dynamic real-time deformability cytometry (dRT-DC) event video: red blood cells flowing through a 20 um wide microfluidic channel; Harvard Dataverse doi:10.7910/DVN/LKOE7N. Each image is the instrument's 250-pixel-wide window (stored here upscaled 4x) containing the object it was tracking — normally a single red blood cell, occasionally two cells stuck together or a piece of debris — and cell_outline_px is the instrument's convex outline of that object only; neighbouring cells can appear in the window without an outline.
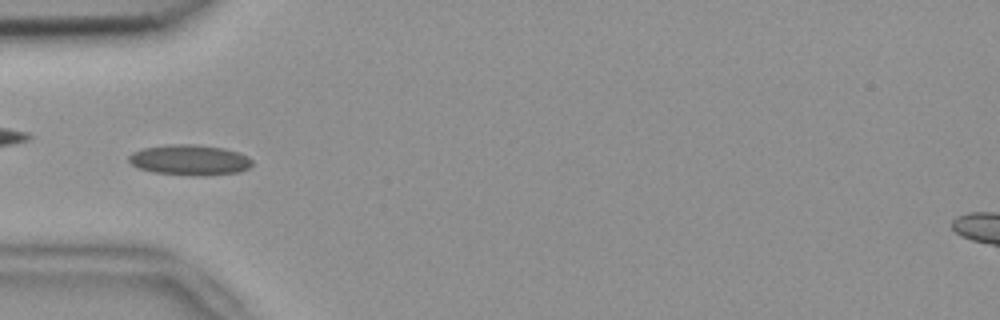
{"species": "common noctule bat (a hibernating species)", "species_latin": "Nyctalus noctula", "temperature_condition": "room temperature", "stored_images_in_passage": 42, "camera_frame_rate_fps": 3000, "um_per_image_px": 0.085, "animal": {"sex": "female", "body_mass_g": 18.4}, "frame": {"image": 1, "passage_image": 6, "time_ms": 1.667, "image_size_px": [1000, 320], "cell_outline_px": [[252, 164], [248, 168], [240, 172], [204, 176], [192, 176], [152, 172], [136, 168], [128, 160], [128, 156], [132, 152], [144, 148], [172, 144], [192, 144], [224, 148], [248, 156], [252, 160]], "centroid_in_image_um": [16.11, 13.61], "position_along_channel_um": 68.9, "area_um2": 22.08}}
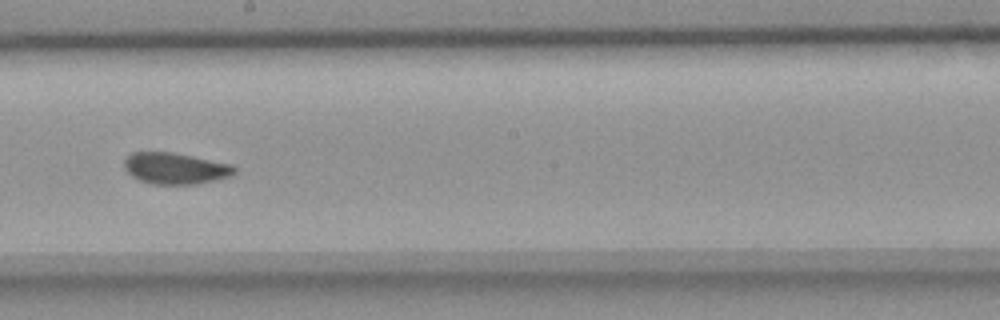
{"frame": {"image": 2, "passage_image": 19, "time_ms": 6.0, "image_size_px": [1000, 320], "cell_outline_px": [[236, 172], [232, 176], [196, 184], [152, 184], [140, 180], [132, 176], [124, 168], [124, 160], [132, 152], [172, 152], [232, 164], [236, 168]], "centroid_in_image_um": [14.91, 14.31], "position_along_channel_um": 233.3, "area_um2": 20.11}}
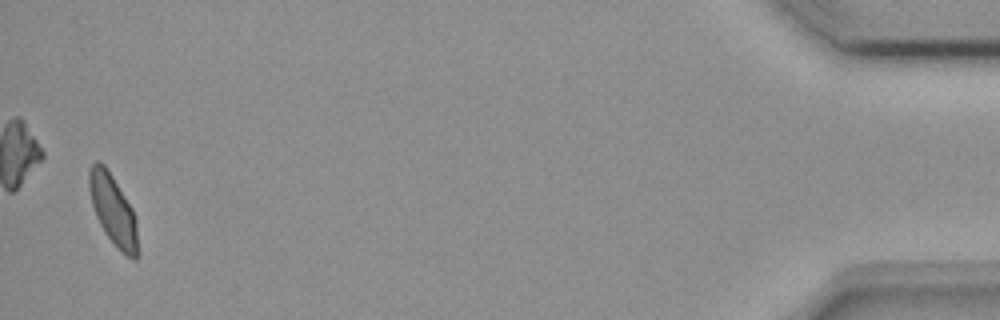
{"frame": {"image": 3, "passage_image": 41, "time_ms": 13.333, "image_size_px": [1000, 320], "cell_outline_px": [[140, 252], [136, 260], [132, 260], [104, 232], [96, 216], [92, 204], [88, 188], [88, 168], [96, 160], [100, 160], [104, 164], [112, 176], [132, 208], [136, 220]], "centroid_in_image_um": [9.61, 17.83], "position_along_channel_um": 425.6, "area_um2": 20.0}, "authors_computed_cell_mechanics": {"area_um2": 20.1433, "velocity_mm_per_s": 3.8097, "shape_relaxation_time_tau1_ms": null, "shape_relaxation_time_tau2_ms": 1.2163, "deformation_change_tau1": null, "deformation_change_tau2": 0.0578}}